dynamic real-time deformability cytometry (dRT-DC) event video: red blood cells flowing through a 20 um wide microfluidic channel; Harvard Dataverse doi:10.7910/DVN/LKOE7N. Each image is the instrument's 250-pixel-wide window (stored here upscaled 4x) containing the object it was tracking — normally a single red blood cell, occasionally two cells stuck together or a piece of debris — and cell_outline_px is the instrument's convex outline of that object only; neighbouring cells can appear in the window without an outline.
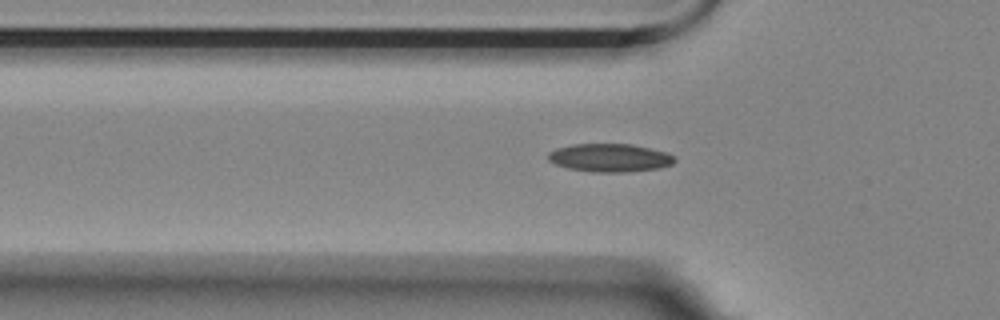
{"species": "Egyptian fruit bat (a non-hibernating species)", "species_latin": "Rousettus aegyptiacus", "temperature_condition": "room temperature", "stored_images_in_passage": 43, "camera_frame_rate_fps": 3000, "um_per_image_px": 0.085, "animal": {"sex": "female"}, "frame": {"image": 1, "passage_image": 4, "time_ms": 1.0, "image_size_px": [1000, 320], "cell_outline_px": [[676, 160], [672, 164], [660, 168], [624, 172], [592, 172], [568, 168], [556, 164], [548, 160], [548, 152], [556, 148], [572, 144], [632, 144], [668, 152], [676, 156]], "centroid_in_image_um": [51.86, 13.4], "position_along_channel_um": 73.9, "area_um2": 20.92}}
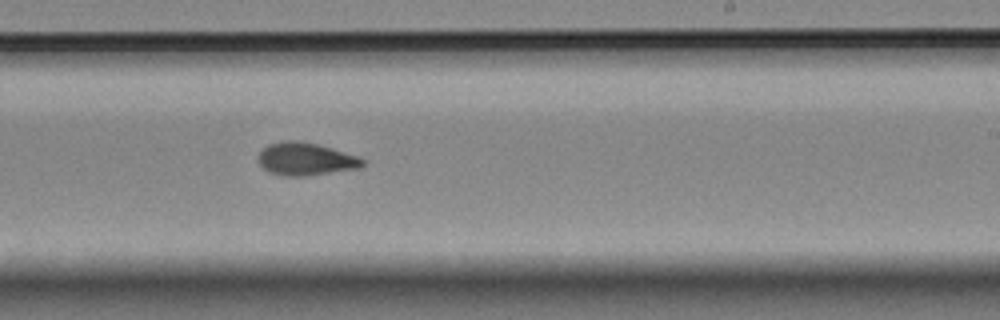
{"frame": {"image": 2, "passage_image": 20, "time_ms": 6.333, "image_size_px": [1000, 320], "cell_outline_px": [[364, 164], [360, 168], [304, 176], [284, 176], [268, 172], [260, 164], [260, 152], [268, 144], [288, 140], [300, 140], [332, 148], [360, 156], [364, 160]], "centroid_in_image_um": [26.01, 13.52], "position_along_channel_um": 263.0, "area_um2": 19.83}}
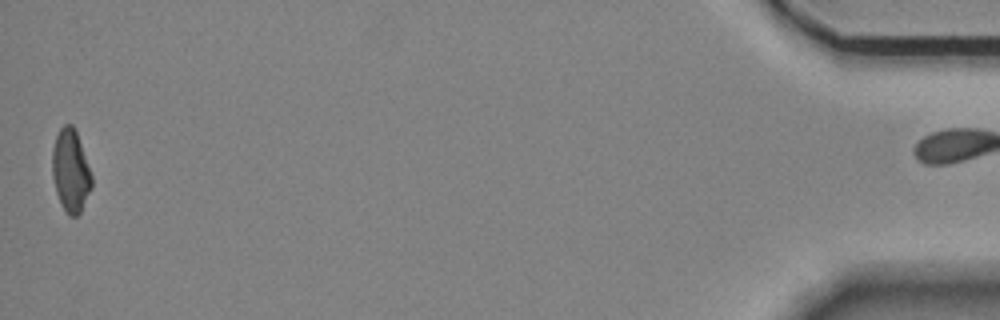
{"frame": {"image": 3, "passage_image": 42, "time_ms": 13.667, "image_size_px": [1000, 320], "cell_outline_px": [[92, 188], [80, 212], [76, 216], [68, 216], [60, 204], [56, 192], [52, 176], [52, 152], [56, 136], [60, 128], [64, 124], [72, 124], [76, 132], [92, 176]], "centroid_in_image_um": [5.99, 14.55], "position_along_channel_um": 429.2, "area_um2": 18.9}, "authors_computed_cell_mechanics": {"area_um2": 19.3052, "velocity_mm_per_s": 3.5285, "shape_relaxation_time_tau1_ms": 4.4499, "shape_relaxation_time_tau2_ms": 2.9877, "deformation_change_tau1": 0.1305, "deformation_change_tau2": 0.0856}}